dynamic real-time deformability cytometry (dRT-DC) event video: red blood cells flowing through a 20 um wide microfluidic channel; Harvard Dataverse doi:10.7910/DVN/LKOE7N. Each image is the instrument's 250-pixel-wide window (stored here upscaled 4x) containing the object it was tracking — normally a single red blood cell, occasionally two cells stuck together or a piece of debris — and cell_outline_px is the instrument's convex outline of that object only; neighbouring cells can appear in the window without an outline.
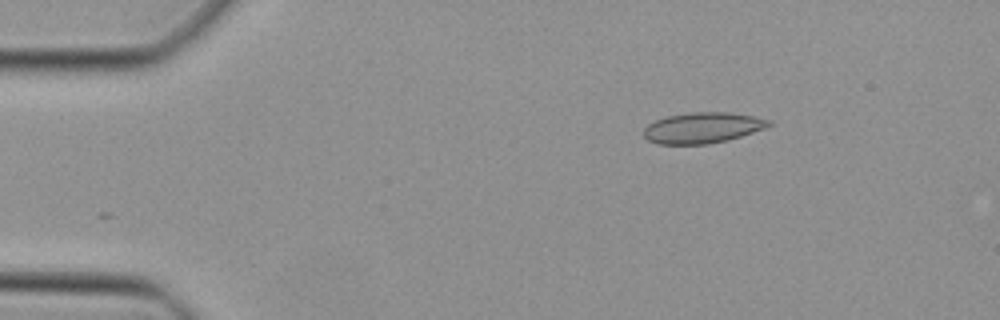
{"species": "Egyptian fruit bat (a non-hibernating species)", "species_latin": "Rousettus aegyptiacus", "temperature_condition": "cold", "stored_images_in_passage": 41, "camera_frame_rate_fps": 3000, "um_per_image_px": 0.085, "animal": {"sex": "female"}, "frame": {"image": 1, "passage_image": 1, "time_ms": 0.0, "image_size_px": [1000, 320], "cell_outline_px": [[772, 124], [764, 128], [728, 140], [708, 144], [656, 144], [648, 140], [644, 136], [644, 128], [648, 124], [656, 120], [668, 116], [692, 112], [728, 112], [752, 116], [772, 120]], "centroid_in_image_um": [59.71, 10.86], "position_along_channel_um": 25.3, "area_um2": 22.31}}
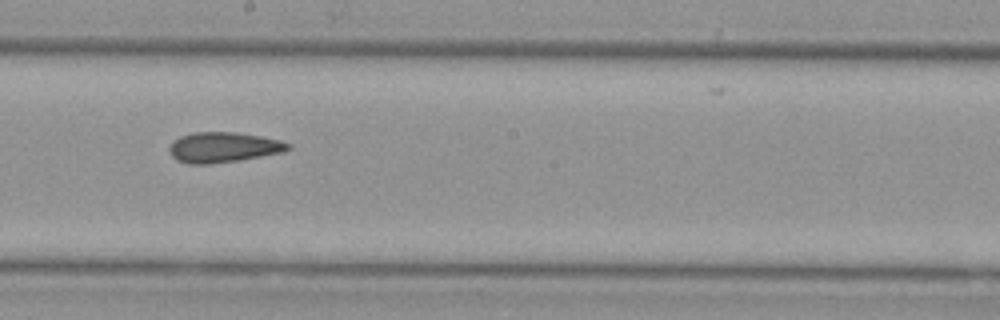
{"frame": {"image": 2, "passage_image": 20, "time_ms": 6.333, "image_size_px": [1000, 320], "cell_outline_px": [[292, 148], [284, 152], [240, 160], [208, 164], [188, 164], [176, 160], [172, 156], [168, 148], [172, 140], [180, 136], [192, 132], [236, 132], [260, 136], [280, 140], [292, 144]], "centroid_in_image_um": [18.98, 12.52], "position_along_channel_um": 229.2, "area_um2": 21.21}}
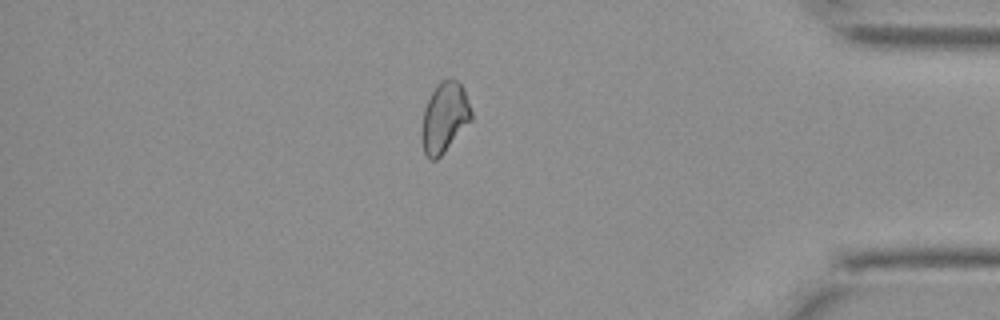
{"frame": {"image": 3, "passage_image": 34, "time_ms": 11.0, "image_size_px": [1000, 320], "cell_outline_px": [[472, 120], [444, 152], [436, 160], [428, 160], [424, 152], [420, 136], [420, 132], [424, 112], [428, 100], [436, 84], [440, 80], [448, 76], [452, 76], [460, 80], [464, 88], [472, 112]], "centroid_in_image_um": [37.79, 9.94], "position_along_channel_um": 397.4, "area_um2": 20.75}}